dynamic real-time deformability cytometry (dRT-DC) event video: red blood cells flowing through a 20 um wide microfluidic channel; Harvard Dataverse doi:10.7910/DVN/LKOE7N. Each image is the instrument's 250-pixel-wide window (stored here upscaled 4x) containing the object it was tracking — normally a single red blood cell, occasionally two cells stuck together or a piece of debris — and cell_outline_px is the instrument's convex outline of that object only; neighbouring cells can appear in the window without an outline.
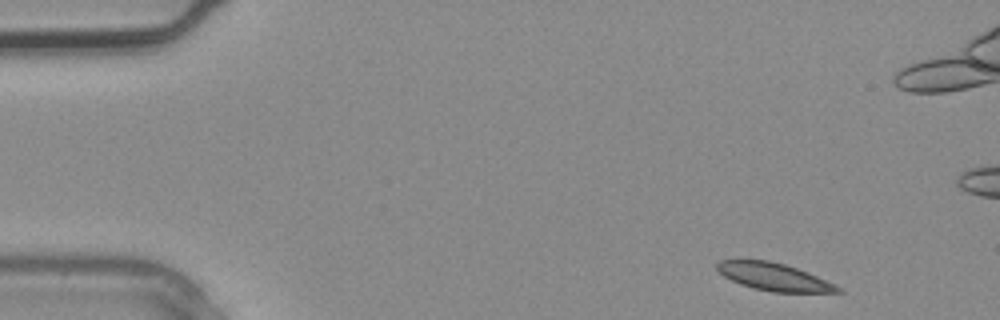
{"species": "common noctule bat (a hibernating species)", "species_latin": "Nyctalus noctula", "temperature_condition": "warm", "stored_images_in_passage": 4, "camera_frame_rate_fps": 3000, "um_per_image_px": 0.085, "animal": {"sex": "male", "body_mass_g": 20.4}, "frame": {"image": 1, "passage_image": 1, "time_ms": 0.0, "image_size_px": [1000, 320], "cell_outline_px": [[844, 292], [772, 292], [752, 288], [740, 284], [724, 276], [716, 268], [716, 264], [720, 260], [768, 260], [784, 264], [808, 272], [836, 284], [844, 288]], "centroid_in_image_um": [65.83, 23.54], "position_along_channel_um": 19.2, "area_um2": 19.42}}